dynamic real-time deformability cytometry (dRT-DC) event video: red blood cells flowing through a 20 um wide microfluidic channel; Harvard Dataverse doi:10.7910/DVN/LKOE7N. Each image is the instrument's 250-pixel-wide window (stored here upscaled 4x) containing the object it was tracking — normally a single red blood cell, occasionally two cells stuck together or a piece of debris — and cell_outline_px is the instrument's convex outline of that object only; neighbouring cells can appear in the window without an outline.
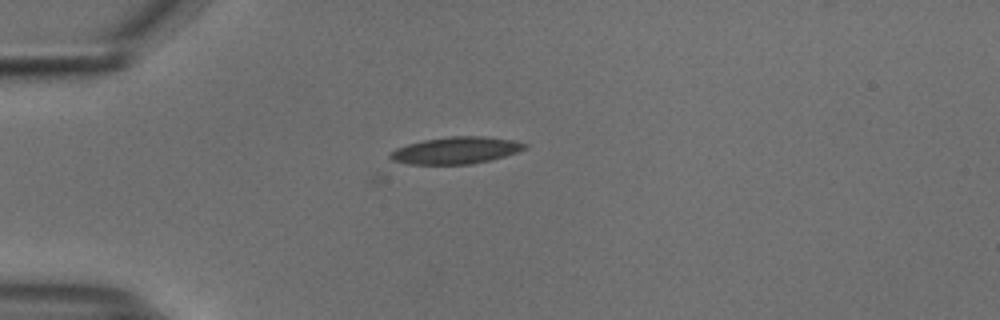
{"species": "common noctule bat (a hibernating species)", "species_latin": "Nyctalus noctula", "temperature_condition": "cold", "stored_images_in_passage": 14, "camera_frame_rate_fps": 3000, "um_per_image_px": 0.085, "animal": {"sex": "male", "body_mass_g": 18.8}, "frame": {"image": 1, "passage_image": 14, "time_ms": 4.333, "image_size_px": [1000, 320], "cell_outline_px": [[528, 148], [504, 156], [472, 164], [388, 164], [388, 152], [396, 148], [408, 144], [424, 140], [452, 136], [484, 136], [512, 140], [528, 144]], "centroid_in_image_um": [38.63, 12.8], "position_along_channel_um": 46.4, "area_um2": 21.44}}